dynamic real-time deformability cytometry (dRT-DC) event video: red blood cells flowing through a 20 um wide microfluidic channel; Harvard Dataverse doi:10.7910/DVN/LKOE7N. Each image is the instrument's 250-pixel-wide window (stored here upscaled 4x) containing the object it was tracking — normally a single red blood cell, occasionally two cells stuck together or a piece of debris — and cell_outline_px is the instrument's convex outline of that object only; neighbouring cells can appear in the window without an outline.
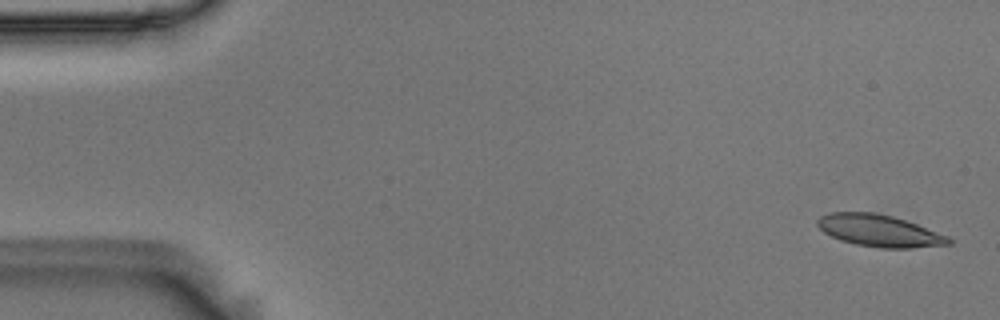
{"species": "Egyptian fruit bat (a non-hibernating species)", "species_latin": "Rousettus aegyptiacus", "temperature_condition": "room temperature", "stored_images_in_passage": 56, "camera_frame_rate_fps": 3000, "um_per_image_px": 0.085, "animal": {"sex": "male"}, "frame": {"image": 1, "passage_image": 2, "time_ms": 0.333, "image_size_px": [1000, 320], "cell_outline_px": [[952, 244], [912, 248], [880, 248], [856, 244], [840, 240], [824, 232], [816, 224], [816, 220], [820, 216], [828, 212], [876, 212], [892, 216], [916, 224], [948, 236], [952, 240]], "centroid_in_image_um": [74.72, 19.61], "position_along_channel_um": 10.3, "area_um2": 24.39}}
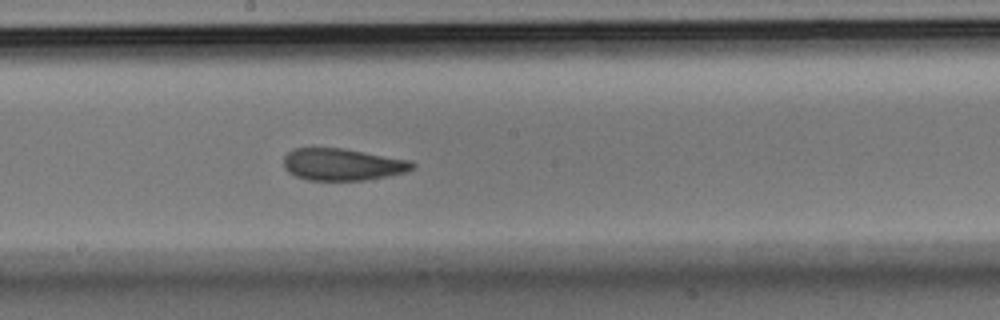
{"frame": {"image": 2, "passage_image": 30, "time_ms": 9.667, "image_size_px": [1000, 320], "cell_outline_px": [[416, 168], [408, 172], [388, 176], [364, 180], [308, 180], [296, 176], [288, 172], [284, 168], [284, 156], [292, 148], [344, 148], [412, 160], [416, 164]], "centroid_in_image_um": [29.16, 13.97], "position_along_channel_um": 219.0, "area_um2": 24.33}}
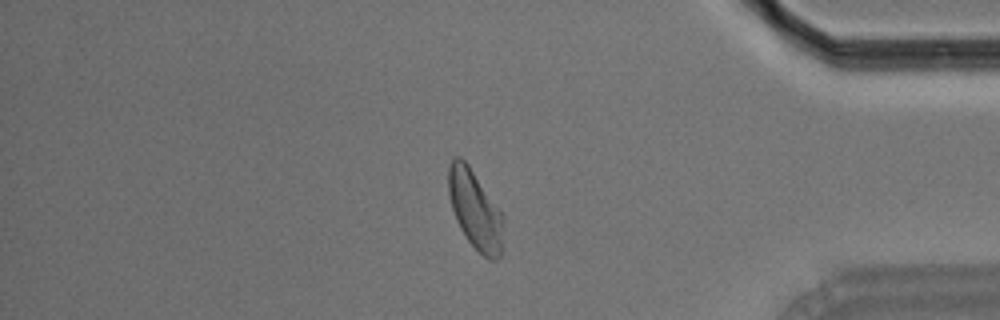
{"frame": {"image": 3, "passage_image": 47, "time_ms": 15.333, "image_size_px": [1000, 320], "cell_outline_px": [[504, 220], [500, 256], [496, 260], [488, 260], [468, 240], [460, 228], [456, 220], [452, 208], [448, 192], [448, 168], [452, 160], [456, 156], [460, 156], [468, 164], [504, 216]], "centroid_in_image_um": [40.38, 17.83], "position_along_channel_um": 394.8, "area_um2": 24.97}, "authors_computed_cell_mechanics": {"area_um2": 24.7673, "velocity_mm_per_s": 3.6044, "shape_relaxation_time_tau1_ms": 7.4542, "shape_relaxation_time_tau2_ms": 2.1737, "deformation_change_tau1": 0.191, "deformation_change_tau2": 0.0931}}